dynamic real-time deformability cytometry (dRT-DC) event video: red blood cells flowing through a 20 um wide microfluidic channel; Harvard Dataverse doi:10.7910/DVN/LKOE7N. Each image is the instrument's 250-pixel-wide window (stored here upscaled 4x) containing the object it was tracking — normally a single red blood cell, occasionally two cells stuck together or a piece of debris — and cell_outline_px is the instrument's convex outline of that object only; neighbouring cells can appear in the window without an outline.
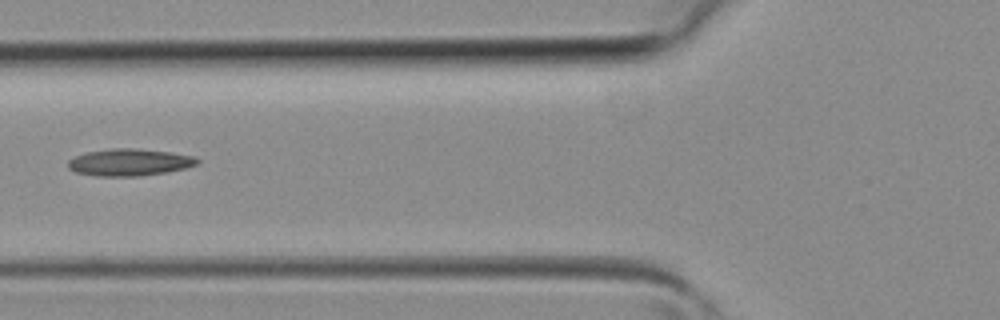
{"species": "common noctule bat (a hibernating species)", "species_latin": "Nyctalus noctula", "temperature_condition": "room temperature", "stored_images_in_passage": 2, "camera_frame_rate_fps": 3000, "um_per_image_px": 0.085, "animal": {"sex": "female", "body_mass_g": 19.3, "forearm_length_mm": 54.1}, "frame": {"image": 1, "passage_image": 2, "time_ms": 0.333, "image_size_px": [1000, 320], "cell_outline_px": [[200, 160], [196, 164], [184, 168], [168, 172], [140, 176], [96, 176], [76, 172], [68, 168], [68, 160], [76, 156], [88, 152], [112, 148], [136, 148], [172, 152], [196, 156]], "centroid_in_image_um": [11.03, 13.79], "position_along_channel_um": 114.8, "area_um2": 20.4}}